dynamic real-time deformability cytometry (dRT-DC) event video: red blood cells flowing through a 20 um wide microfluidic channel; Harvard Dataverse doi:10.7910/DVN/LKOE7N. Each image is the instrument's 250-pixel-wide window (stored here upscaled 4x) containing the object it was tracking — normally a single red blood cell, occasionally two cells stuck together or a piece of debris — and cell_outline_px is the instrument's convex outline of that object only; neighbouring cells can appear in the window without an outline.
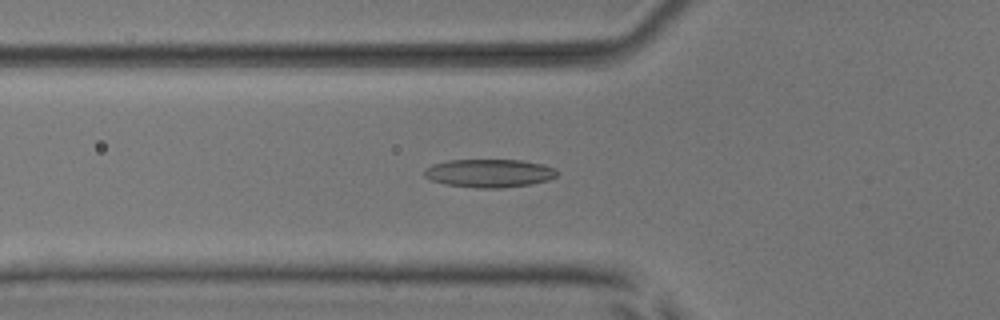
{"species": "common noctule bat (a hibernating species)", "species_latin": "Nyctalus noctula", "temperature_condition": "room temperature", "stored_images_in_passage": 44, "camera_frame_rate_fps": 3000, "um_per_image_px": 0.085, "animal": {"sex": "male", "body_mass_g": 17.9, "forearm_length_mm": 54.2}, "frame": {"image": 1, "passage_image": 10, "time_ms": 3.0, "image_size_px": [1000, 320], "cell_outline_px": [[556, 176], [548, 180], [532, 184], [500, 188], [480, 188], [444, 184], [432, 180], [424, 176], [424, 168], [432, 164], [448, 160], [520, 160], [544, 164], [552, 168], [556, 172]], "centroid_in_image_um": [41.55, 14.72], "position_along_channel_um": 84.2, "area_um2": 21.79}}
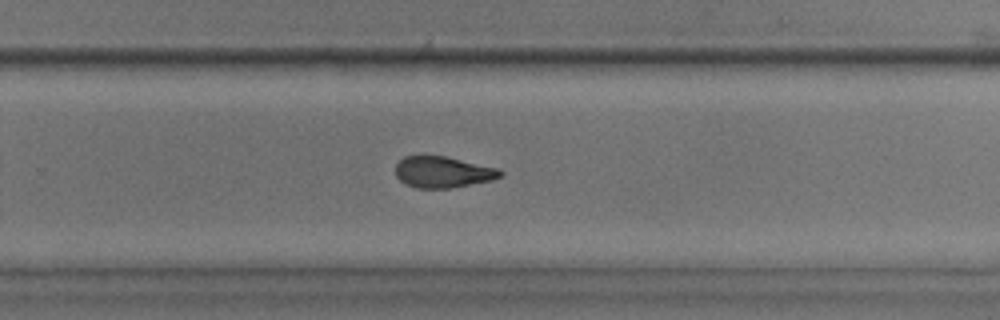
{"frame": {"image": 2, "passage_image": 26, "time_ms": 8.333, "image_size_px": [1000, 320], "cell_outline_px": [[504, 176], [492, 180], [452, 188], [416, 188], [400, 180], [396, 176], [396, 164], [404, 156], [420, 152], [444, 156], [500, 168], [504, 172]], "centroid_in_image_um": [37.64, 14.58], "position_along_channel_um": 292.2, "area_um2": 19.71}}
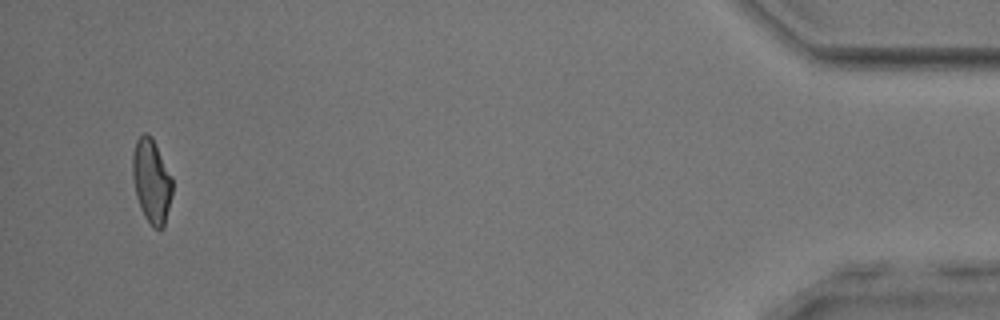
{"frame": {"image": 3, "passage_image": 42, "time_ms": 13.667, "image_size_px": [1000, 320], "cell_outline_px": [[172, 192], [164, 228], [160, 232], [152, 228], [144, 216], [140, 208], [136, 196], [132, 176], [132, 152], [136, 140], [144, 132], [148, 132], [152, 136], [172, 176]], "centroid_in_image_um": [12.87, 15.4], "position_along_channel_um": 422.3, "area_um2": 19.94}, "authors_computed_cell_mechanics": {"area_um2": 20.0855, "velocity_mm_per_s": 3.9013, "shape_relaxation_time_tau1_ms": 4.5518, "shape_relaxation_time_tau2_ms": 2.5509, "deformation_change_tau1": 0.1377, "deformation_change_tau2": 0.0947}}